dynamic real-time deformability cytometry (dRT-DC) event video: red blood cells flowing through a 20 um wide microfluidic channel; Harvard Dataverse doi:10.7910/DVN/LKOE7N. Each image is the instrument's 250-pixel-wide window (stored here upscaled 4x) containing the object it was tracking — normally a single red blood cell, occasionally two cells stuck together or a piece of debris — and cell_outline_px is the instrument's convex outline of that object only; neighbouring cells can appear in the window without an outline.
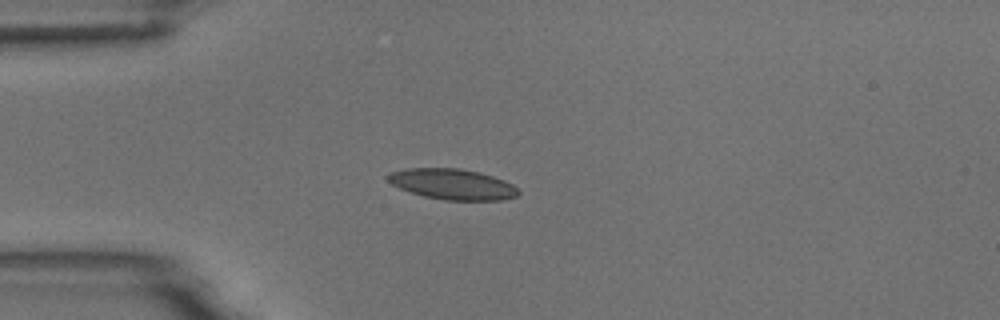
{"species": "common noctule bat (a hibernating species)", "species_latin": "Nyctalus noctula", "temperature_condition": "room temperature", "stored_images_in_passage": 3, "camera_frame_rate_fps": 3000, "um_per_image_px": 0.085, "animal": {"sex": "male", "body_mass_g": 18.8}, "frame": {"image": 1, "passage_image": 1, "time_ms": 0.0, "image_size_px": [1000, 320], "cell_outline_px": [[520, 192], [516, 196], [504, 200], [444, 200], [424, 196], [400, 188], [392, 184], [384, 176], [392, 172], [408, 168], [460, 168], [480, 172], [504, 180], [512, 184]], "centroid_in_image_um": [38.47, 15.65], "position_along_channel_um": 46.5, "area_um2": 23.24}}